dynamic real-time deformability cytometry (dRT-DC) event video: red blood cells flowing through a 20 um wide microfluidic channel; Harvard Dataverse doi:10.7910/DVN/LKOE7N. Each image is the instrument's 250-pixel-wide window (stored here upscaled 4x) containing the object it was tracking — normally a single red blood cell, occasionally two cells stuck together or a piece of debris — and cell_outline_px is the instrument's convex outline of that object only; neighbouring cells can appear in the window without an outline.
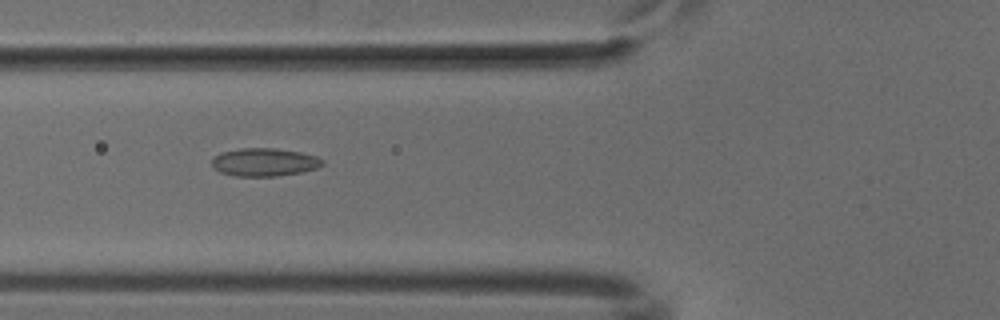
{"species": "common noctule bat (a hibernating species)", "species_latin": "Nyctalus noctula", "temperature_condition": "cold", "stored_images_in_passage": 53, "camera_frame_rate_fps": 3000, "um_per_image_px": 0.085, "animal": {"sex": "male", "body_mass_g": 18.8}, "frame": {"image": 1, "passage_image": 20, "time_ms": 6.333, "image_size_px": [1000, 320], "cell_outline_px": [[324, 164], [316, 168], [300, 172], [276, 176], [236, 176], [220, 172], [212, 168], [212, 156], [220, 152], [240, 148], [276, 148], [300, 152], [316, 156], [324, 160]], "centroid_in_image_um": [22.43, 13.77], "position_along_channel_um": 103.4, "area_um2": 18.21}}
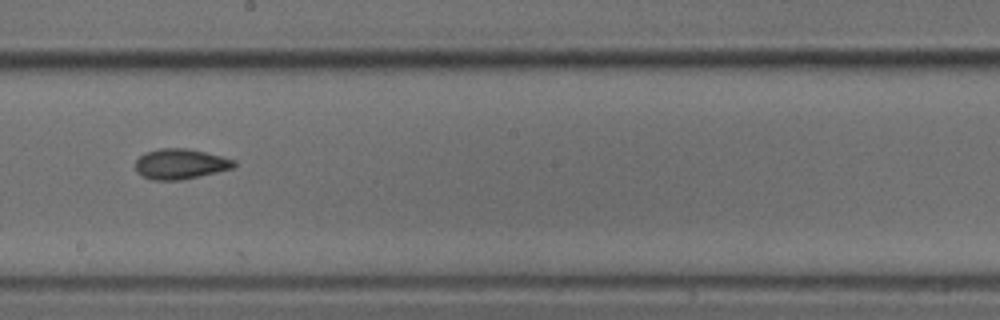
{"frame": {"image": 2, "passage_image": 30, "time_ms": 9.667, "image_size_px": [1000, 320], "cell_outline_px": [[236, 164], [232, 168], [200, 176], [180, 180], [152, 180], [136, 172], [136, 160], [140, 156], [148, 152], [160, 148], [184, 148], [204, 152], [236, 160]], "centroid_in_image_um": [15.33, 13.94], "position_along_channel_um": 232.9, "area_um2": 17.17}}
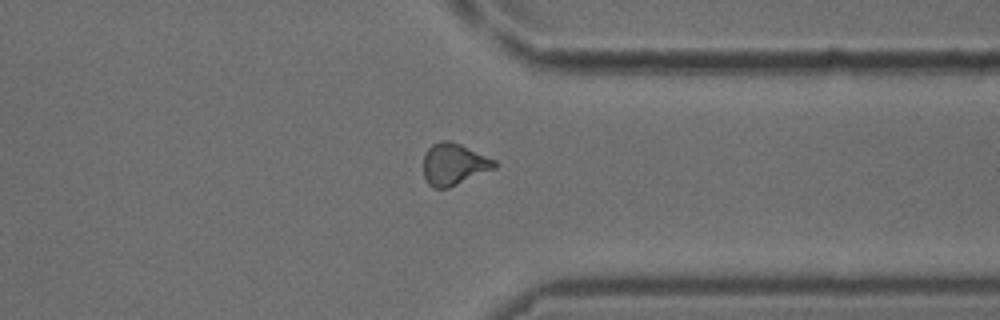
{"frame": {"image": 3, "passage_image": 41, "time_ms": 13.333, "image_size_px": [1000, 320], "cell_outline_px": [[496, 168], [448, 188], [436, 188], [428, 184], [424, 176], [424, 156], [428, 148], [432, 144], [440, 140], [452, 140], [496, 160]], "centroid_in_image_um": [38.58, 13.94], "position_along_channel_um": 372.8, "area_um2": 17.34}}